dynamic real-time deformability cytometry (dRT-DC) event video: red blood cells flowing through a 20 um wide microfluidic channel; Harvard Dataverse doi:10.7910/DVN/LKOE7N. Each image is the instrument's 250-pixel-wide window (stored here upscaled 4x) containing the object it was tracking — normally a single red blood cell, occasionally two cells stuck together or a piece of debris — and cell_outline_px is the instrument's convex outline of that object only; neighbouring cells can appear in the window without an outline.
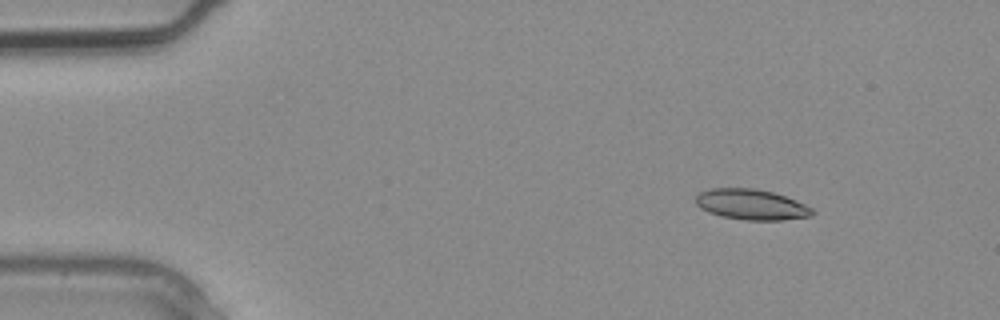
{"species": "common noctule bat (a hibernating species)", "species_latin": "Nyctalus noctula", "temperature_condition": "warm", "stored_images_in_passage": 2, "camera_frame_rate_fps": 3000, "um_per_image_px": 0.085, "animal": {"sex": "male", "body_mass_g": 20.4}, "frame": {"image": 1, "passage_image": 1, "time_ms": 0.0, "image_size_px": [1000, 320], "cell_outline_px": [[816, 212], [812, 216], [784, 220], [744, 220], [720, 216], [708, 212], [700, 208], [696, 204], [696, 196], [700, 192], [708, 188], [756, 188], [772, 192], [796, 200], [812, 208]], "centroid_in_image_um": [63.86, 17.39], "position_along_channel_um": 21.1, "area_um2": 20.92}}